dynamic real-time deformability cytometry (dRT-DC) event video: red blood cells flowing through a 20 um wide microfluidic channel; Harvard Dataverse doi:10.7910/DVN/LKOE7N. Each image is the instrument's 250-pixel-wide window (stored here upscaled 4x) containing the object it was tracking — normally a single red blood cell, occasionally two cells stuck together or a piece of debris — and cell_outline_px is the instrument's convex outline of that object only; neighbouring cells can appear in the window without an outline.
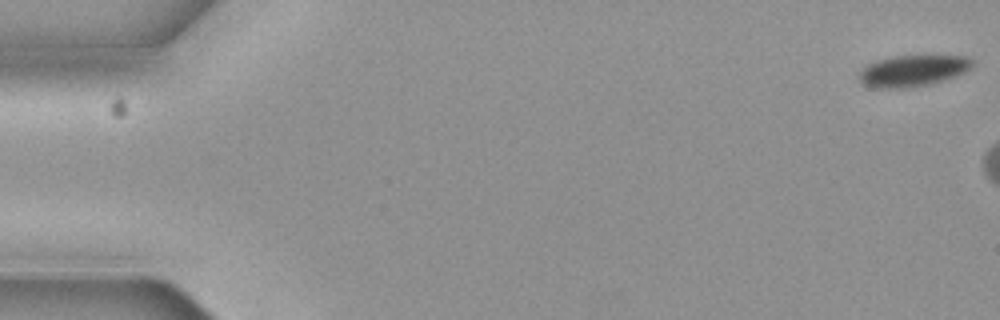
{"species": "common noctule bat (a hibernating species)", "species_latin": "Nyctalus noctula", "temperature_condition": "cold", "stored_images_in_passage": 2, "camera_frame_rate_fps": 3000, "um_per_image_px": 0.085, "animal": {"sex": "female", "body_mass_g": 19.3, "forearm_length_mm": 54.1}, "frame": {"image": 1, "passage_image": 1, "time_ms": 0.0, "image_size_px": [1000, 320], "cell_outline_px": [[972, 64], [964, 72], [956, 76], [944, 80], [928, 84], [908, 88], [872, 88], [864, 84], [860, 80], [860, 72], [868, 64], [876, 60], [892, 56], [964, 56], [972, 60]], "centroid_in_image_um": [77.55, 6.02], "position_along_channel_um": 7.4, "area_um2": 20.4}}